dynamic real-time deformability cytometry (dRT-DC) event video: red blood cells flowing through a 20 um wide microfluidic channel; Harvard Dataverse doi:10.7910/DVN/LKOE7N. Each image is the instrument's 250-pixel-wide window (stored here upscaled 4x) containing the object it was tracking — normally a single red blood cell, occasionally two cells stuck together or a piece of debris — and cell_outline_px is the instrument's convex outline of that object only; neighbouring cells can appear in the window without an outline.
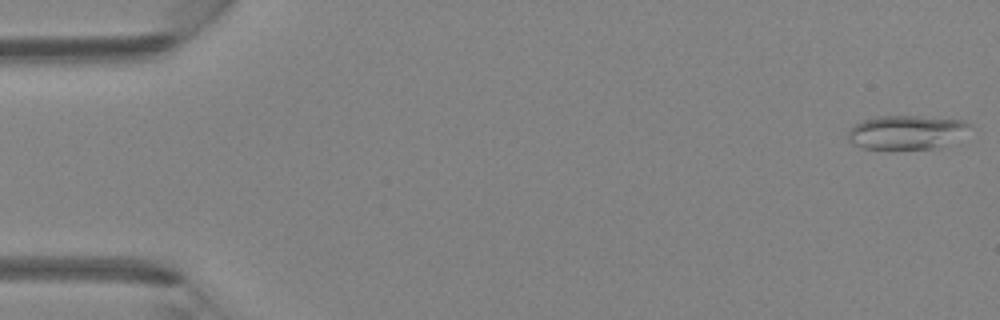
{"species": "Egyptian fruit bat (a non-hibernating species)", "species_latin": "Rousettus aegyptiacus", "temperature_condition": "room temperature", "stored_images_in_passage": 45, "camera_frame_rate_fps": 3000, "um_per_image_px": 0.085, "animal": {"sex": "female"}, "frame": {"image": 1, "passage_image": 1, "time_ms": 0.0, "image_size_px": [1000, 320], "cell_outline_px": [[972, 124], [940, 148], [864, 148], [852, 144], [848, 140], [848, 132], [856, 124], [864, 120], [880, 116], [916, 116], [960, 120]], "centroid_in_image_um": [76.96, 11.23], "position_along_channel_um": 8.0, "area_um2": 23.12}}
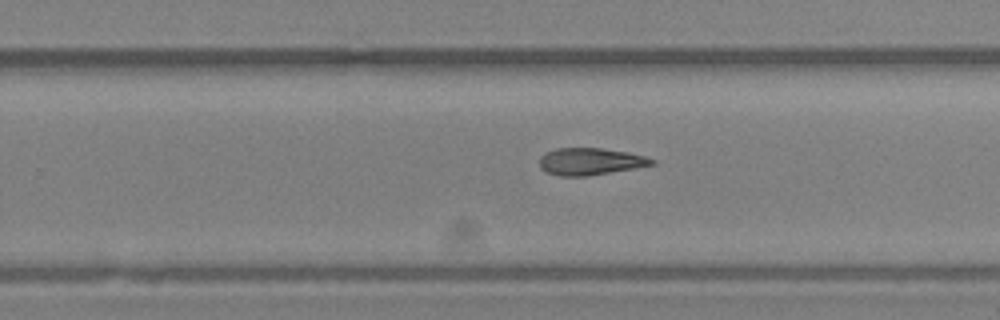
{"frame": {"image": 2, "passage_image": 29, "time_ms": 9.333, "image_size_px": [1000, 320], "cell_outline_px": [[656, 164], [636, 168], [588, 176], [560, 176], [544, 172], [540, 168], [540, 156], [544, 152], [556, 148], [600, 148], [628, 152], [644, 156], [656, 160]], "centroid_in_image_um": [50.16, 13.73], "position_along_channel_um": 279.6, "area_um2": 17.92}}
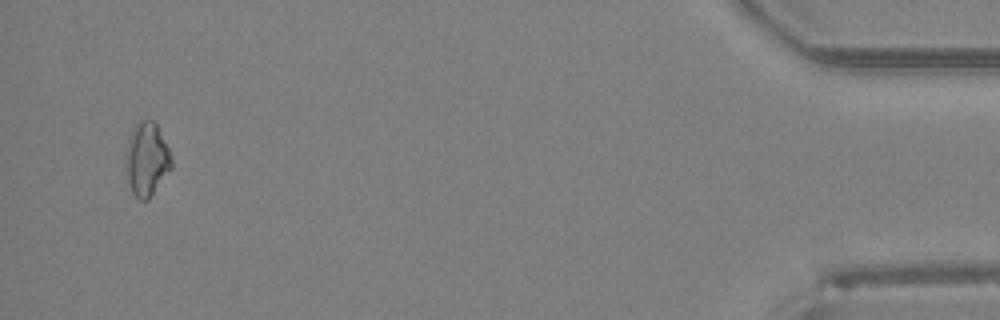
{"frame": {"image": 3, "passage_image": 44, "time_ms": 14.333, "image_size_px": [1000, 320], "cell_outline_px": [[172, 168], [148, 200], [140, 200], [132, 192], [128, 180], [128, 140], [136, 124], [140, 120], [152, 120], [156, 124], [168, 148], [172, 160]], "centroid_in_image_um": [12.52, 13.55], "position_along_channel_um": 422.7, "area_um2": 18.84}}